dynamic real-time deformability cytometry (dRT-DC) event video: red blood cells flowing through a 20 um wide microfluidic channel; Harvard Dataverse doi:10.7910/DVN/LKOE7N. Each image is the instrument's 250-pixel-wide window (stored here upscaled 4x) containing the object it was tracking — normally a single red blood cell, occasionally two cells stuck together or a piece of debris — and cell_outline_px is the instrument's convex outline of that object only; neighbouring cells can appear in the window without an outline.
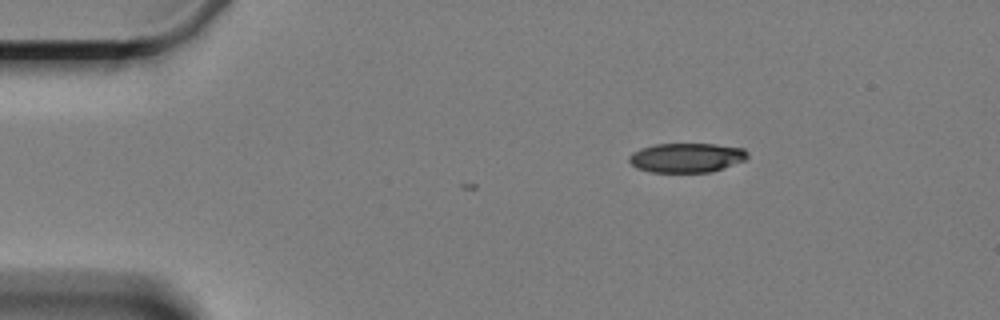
{"species": "Egyptian fruit bat (a non-hibernating species)", "species_latin": "Rousettus aegyptiacus", "temperature_condition": "cold", "stored_images_in_passage": 2, "camera_frame_rate_fps": 3000, "um_per_image_px": 0.085, "animal": {"sex": "female"}, "frame": {"image": 1, "passage_image": 2, "time_ms": 0.333, "image_size_px": [1000, 320], "cell_outline_px": [[748, 156], [744, 160], [712, 172], [652, 172], [636, 168], [628, 160], [628, 156], [632, 152], [640, 148], [656, 144], [716, 144], [744, 148], [748, 152]], "centroid_in_image_um": [58.34, 13.4], "position_along_channel_um": 26.7, "area_um2": 20.35}}